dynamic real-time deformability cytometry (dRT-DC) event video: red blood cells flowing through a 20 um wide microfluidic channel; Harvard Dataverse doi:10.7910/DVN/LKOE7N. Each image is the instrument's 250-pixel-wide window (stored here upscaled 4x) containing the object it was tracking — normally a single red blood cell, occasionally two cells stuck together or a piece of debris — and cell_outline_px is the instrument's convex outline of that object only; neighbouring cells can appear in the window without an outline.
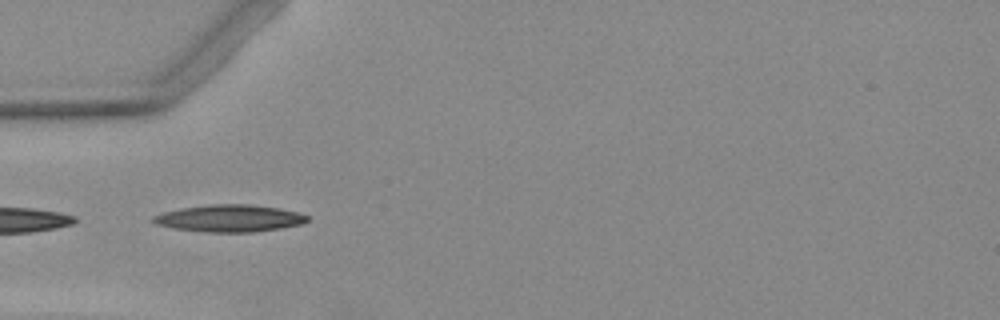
{"species": "Egyptian fruit bat (a non-hibernating species)", "species_latin": "Rousettus aegyptiacus", "temperature_condition": "warm", "stored_images_in_passage": 5, "camera_frame_rate_fps": 3000, "um_per_image_px": 0.085, "animal": {"sex": "female"}, "frame": {"image": 1, "passage_image": 3, "time_ms": 2.667, "image_size_px": [1000, 320], "cell_outline_px": [[308, 220], [300, 224], [280, 228], [252, 232], [204, 232], [172, 228], [156, 224], [152, 220], [152, 216], [164, 212], [180, 208], [208, 204], [248, 204], [280, 208], [296, 212], [308, 216]], "centroid_in_image_um": [19.47, 18.55], "position_along_channel_um": 65.5, "area_um2": 24.28}}
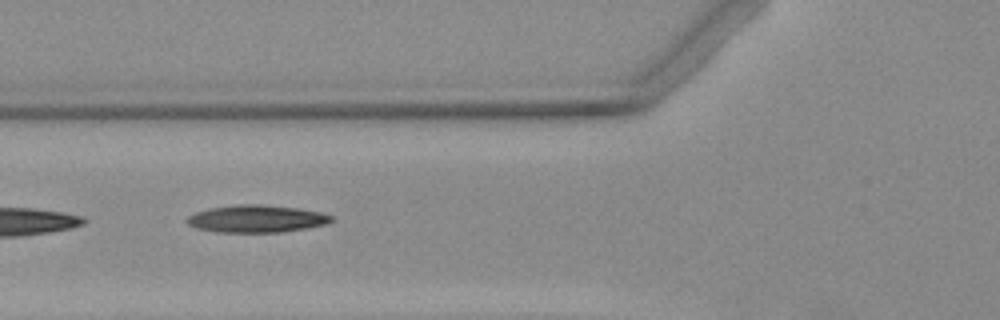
{"frame": {"image": 2, "passage_image": 4, "time_ms": 3.667, "image_size_px": [1000, 320], "cell_outline_px": [[332, 220], [324, 224], [304, 228], [280, 232], [216, 232], [196, 228], [188, 224], [184, 220], [188, 216], [196, 212], [208, 208], [236, 204], [260, 204], [296, 208], [320, 212], [332, 216]], "centroid_in_image_um": [21.72, 18.59], "position_along_channel_um": 104.1, "area_um2": 22.89}}
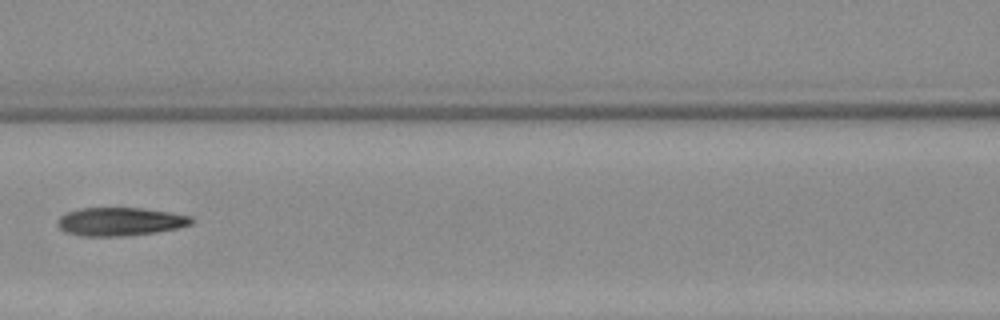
{"frame": {"image": 3, "passage_image": 5, "time_ms": 5.0, "image_size_px": [1000, 320], "cell_outline_px": [[192, 224], [176, 228], [156, 232], [124, 236], [80, 236], [64, 232], [56, 224], [56, 220], [60, 216], [68, 212], [80, 208], [140, 208], [168, 212], [192, 216]], "centroid_in_image_um": [10.16, 18.84], "position_along_channel_um": 156.4, "area_um2": 22.08}}